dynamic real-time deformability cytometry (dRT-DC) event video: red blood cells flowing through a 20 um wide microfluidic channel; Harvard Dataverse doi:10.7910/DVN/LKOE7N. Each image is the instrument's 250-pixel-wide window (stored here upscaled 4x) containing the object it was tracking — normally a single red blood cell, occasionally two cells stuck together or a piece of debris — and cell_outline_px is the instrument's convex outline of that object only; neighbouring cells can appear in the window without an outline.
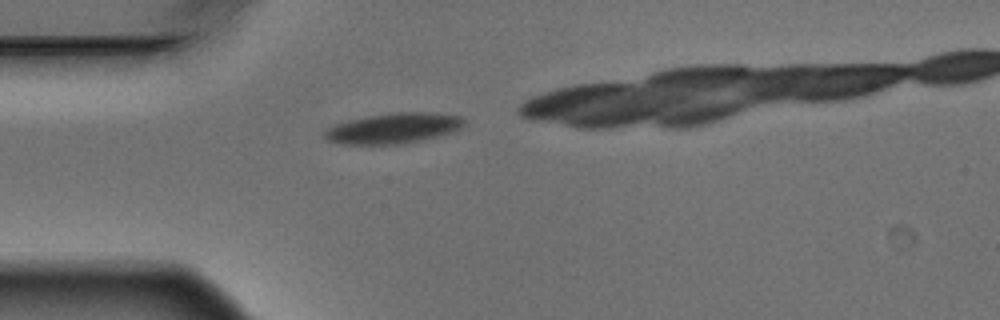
{"species": "Egyptian fruit bat (a non-hibernating species)", "species_latin": "Rousettus aegyptiacus", "temperature_condition": "warm", "stored_images_in_passage": 1, "camera_frame_rate_fps": 3000, "um_per_image_px": 0.085, "animal": {"sex": "male"}, "frame": {"image": 1, "passage_image": 1, "time_ms": 0.0, "image_size_px": [1000, 320], "cell_outline_px": [[464, 124], [460, 128], [452, 132], [440, 136], [404, 144], [344, 144], [328, 140], [324, 136], [324, 132], [332, 124], [348, 120], [368, 116], [396, 112], [428, 112], [460, 116], [464, 120]], "centroid_in_image_um": [33.44, 10.9], "position_along_channel_um": 51.6, "area_um2": 24.74}}